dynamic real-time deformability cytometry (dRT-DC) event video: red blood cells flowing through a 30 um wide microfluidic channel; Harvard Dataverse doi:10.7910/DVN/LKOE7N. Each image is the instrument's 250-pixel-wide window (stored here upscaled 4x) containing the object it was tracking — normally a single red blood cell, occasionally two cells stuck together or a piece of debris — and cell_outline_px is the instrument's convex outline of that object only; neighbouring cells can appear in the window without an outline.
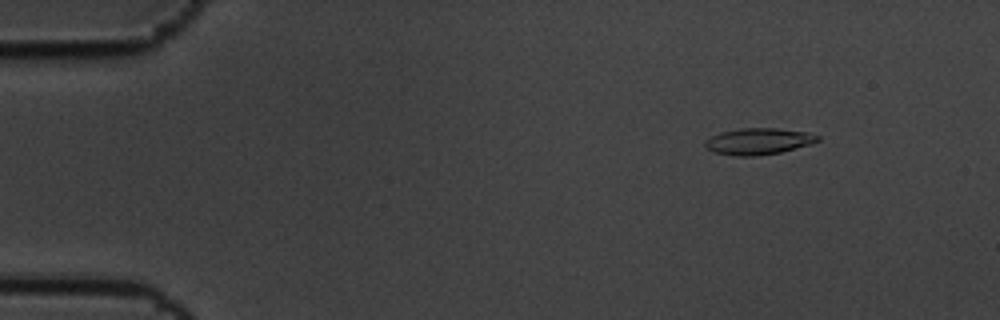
{"species": "common noctule bat (a hibernating species)", "species_latin": "Nyctalus noctula", "temperature_condition": "cold", "stored_images_in_passage": 53, "camera_frame_rate_fps": 3000, "um_per_image_px": 0.085, "animal": {"sex": "male", "body_mass_g": 19.5, "forearm_length_mm": 54.6}, "frame": {"image": 1, "passage_image": 2, "time_ms": 0.333, "image_size_px": [1000, 320], "cell_outline_px": [[820, 140], [808, 144], [780, 152], [756, 156], [736, 156], [712, 152], [704, 148], [704, 140], [720, 132], [744, 128], [776, 128], [808, 132], [820, 136]], "centroid_in_image_um": [64.41, 12.01], "position_along_channel_um": 20.6, "area_um2": 17.34}}
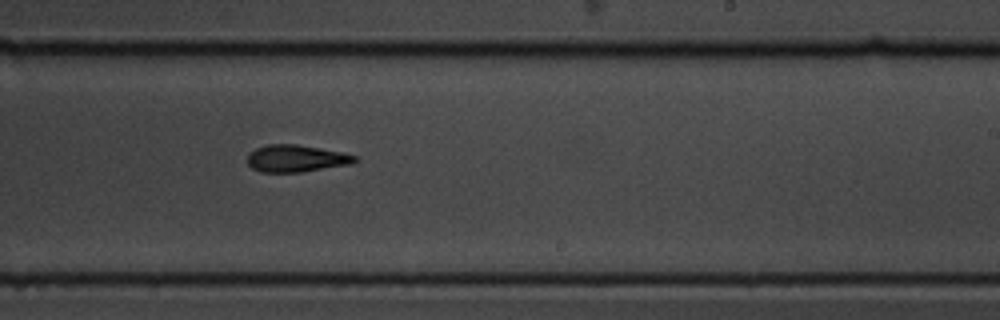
{"frame": {"image": 2, "passage_image": 31, "time_ms": 10.0, "image_size_px": [1000, 320], "cell_outline_px": [[360, 160], [352, 164], [300, 172], [260, 172], [252, 168], [248, 164], [248, 152], [256, 148], [268, 144], [296, 144], [344, 152], [356, 156]], "centroid_in_image_um": [25.19, 13.46], "position_along_channel_um": 263.8, "area_um2": 17.11}}
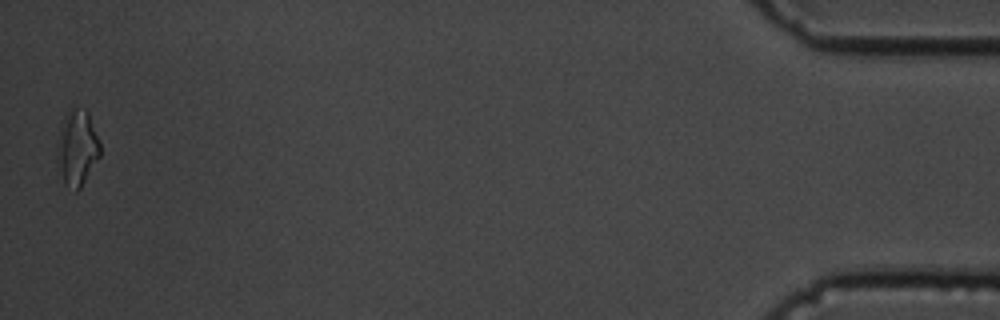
{"frame": {"image": 3, "passage_image": 53, "time_ms": 17.333, "image_size_px": [1000, 320], "cell_outline_px": [[100, 156], [80, 188], [76, 192], [64, 184], [56, 144], [60, 128], [64, 116], [72, 108], [76, 108], [88, 112], [100, 144]], "centroid_in_image_um": [6.56, 12.57], "position_along_channel_um": 428.6, "area_um2": 18.44}, "authors_computed_cell_mechanics": {"area_um2": 16.8776, "velocity_mm_per_s": 3.4385, "shape_relaxation_time_tau1_ms": 4.4482, "shape_relaxation_time_tau2_ms": null, "deformation_change_tau1": 0.1727, "deformation_change_tau2": null}}